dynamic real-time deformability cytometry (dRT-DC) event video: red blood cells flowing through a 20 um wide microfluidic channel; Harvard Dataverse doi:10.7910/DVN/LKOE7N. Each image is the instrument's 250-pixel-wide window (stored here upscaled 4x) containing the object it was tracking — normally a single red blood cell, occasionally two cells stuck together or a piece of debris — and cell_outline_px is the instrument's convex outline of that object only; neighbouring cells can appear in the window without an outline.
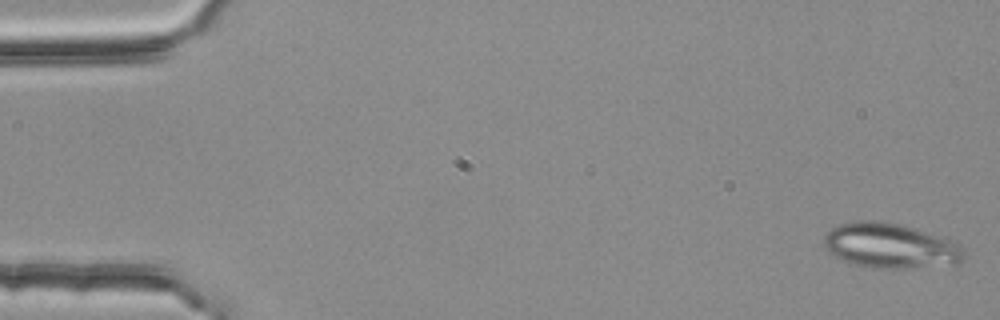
{"species": "common noctule bat (a hibernating species)", "species_latin": "Nyctalus noctula", "temperature_condition": "room temperature", "stored_images_in_passage": 4, "camera_frame_rate_fps": 3000, "um_per_image_px": 0.085, "animal": {"sex": "female", "body_mass_g": 25.1}, "frame": {"image": 1, "passage_image": 1, "time_ms": 0.0, "image_size_px": [1000, 320], "cell_outline_px": [[964, 256], [956, 264], [904, 268], [872, 268], [856, 264], [844, 260], [828, 252], [824, 248], [824, 236], [832, 228], [840, 224], [860, 220], [880, 220], [900, 224], [952, 240], [960, 244], [964, 252]], "centroid_in_image_um": [75.66, 20.88], "position_along_channel_um": 9.3, "area_um2": 36.47}}